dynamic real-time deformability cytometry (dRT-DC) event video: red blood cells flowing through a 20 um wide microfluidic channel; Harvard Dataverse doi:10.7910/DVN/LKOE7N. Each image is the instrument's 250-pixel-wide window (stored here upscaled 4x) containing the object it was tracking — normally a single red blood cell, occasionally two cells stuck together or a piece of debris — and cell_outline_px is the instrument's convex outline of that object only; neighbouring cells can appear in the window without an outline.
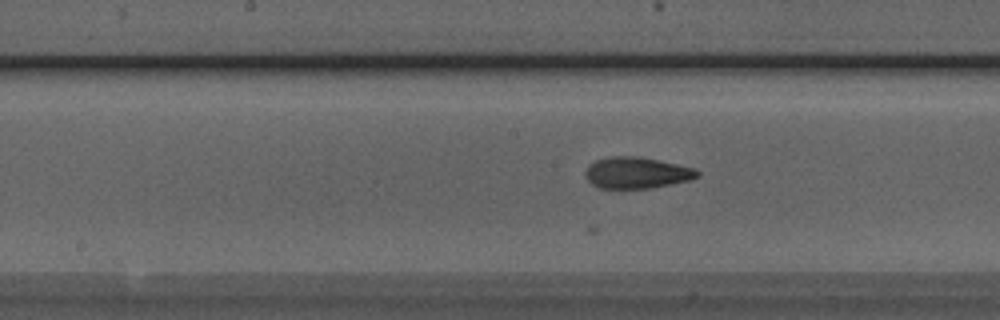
{"species": "Egyptian fruit bat (a non-hibernating species)", "species_latin": "Rousettus aegyptiacus", "temperature_condition": "room temperature", "stored_images_in_passage": 22, "camera_frame_rate_fps": 3000, "um_per_image_px": 0.085, "animal": {"sex": "male"}, "frame": {"image": 1, "passage_image": 11, "time_ms": 3.333, "image_size_px": [1000, 320], "cell_outline_px": [[700, 176], [692, 180], [652, 188], [600, 188], [592, 184], [584, 176], [584, 172], [588, 164], [596, 160], [608, 156], [640, 156], [696, 168], [700, 172]], "centroid_in_image_um": [54.13, 14.68], "position_along_channel_um": 194.1, "area_um2": 20.81}}
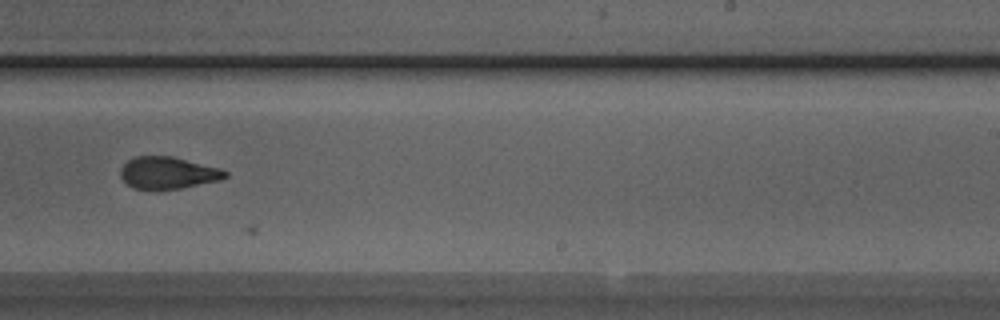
{"frame": {"image": 2, "passage_image": 17, "time_ms": 5.333, "image_size_px": [1000, 320], "cell_outline_px": [[228, 176], [220, 180], [180, 188], [132, 188], [120, 176], [120, 168], [128, 160], [136, 156], [172, 156], [220, 168], [228, 172]], "centroid_in_image_um": [14.28, 14.67], "position_along_channel_um": 274.7, "area_um2": 19.25}}
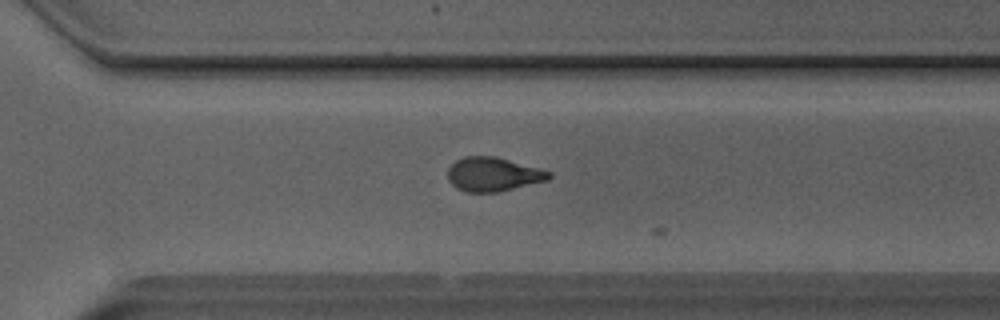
{"frame": {"image": 3, "passage_image": 21, "time_ms": 6.667, "image_size_px": [1000, 320], "cell_outline_px": [[552, 176], [548, 180], [496, 192], [464, 192], [456, 188], [448, 180], [448, 168], [456, 160], [464, 156], [496, 156], [540, 168], [552, 172]], "centroid_in_image_um": [41.91, 14.81], "position_along_channel_um": 328.7, "area_um2": 20.11}}